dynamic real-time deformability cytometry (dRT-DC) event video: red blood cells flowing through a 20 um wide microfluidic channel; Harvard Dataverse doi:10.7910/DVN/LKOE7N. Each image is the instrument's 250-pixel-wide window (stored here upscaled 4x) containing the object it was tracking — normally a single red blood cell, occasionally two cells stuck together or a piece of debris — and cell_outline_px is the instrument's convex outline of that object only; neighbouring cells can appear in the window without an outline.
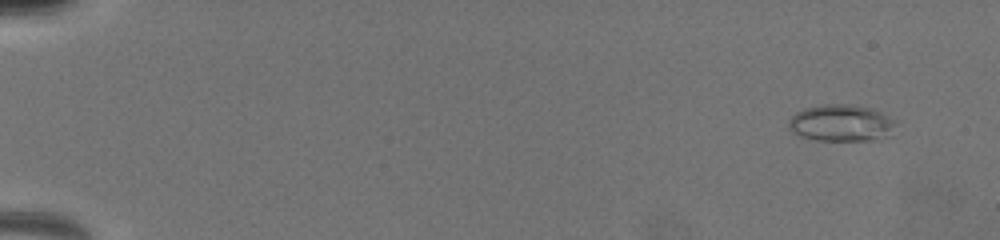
{"species": "common noctule bat (a hibernating species)", "species_latin": "Nyctalus noctula", "temperature_condition": "warm", "stored_images_in_passage": 47, "camera_frame_rate_fps": 3000, "um_per_image_px": 0.085, "animal": {"sex": "female", "body_mass_g": 19.5, "forearm_length_mm": 54.1}, "frame": {"image": 1, "passage_image": 2, "time_ms": 0.667, "image_size_px": [1000, 240], "cell_outline_px": [[896, 120], [888, 128], [872, 140], [816, 140], [800, 136], [788, 128], [788, 120], [796, 112], [804, 108], [824, 104], [848, 104], [872, 108]], "centroid_in_image_um": [71.35, 10.42], "position_along_channel_um": 13.7, "area_um2": 22.14}}
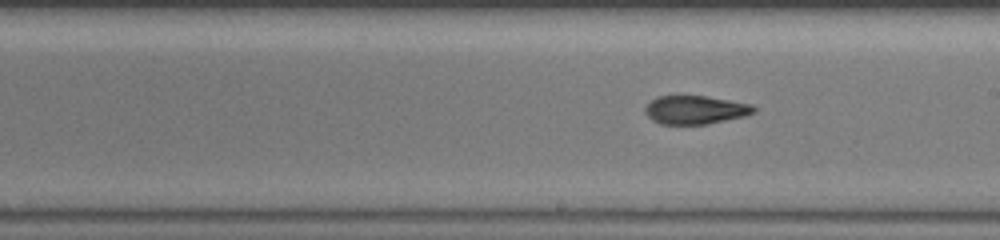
{"frame": {"image": 2, "passage_image": 27, "time_ms": 10.333, "image_size_px": [1000, 240], "cell_outline_px": [[756, 112], [744, 116], [708, 124], [660, 124], [652, 120], [644, 112], [644, 108], [656, 96], [704, 96], [752, 104], [756, 108]], "centroid_in_image_um": [59.09, 9.34], "position_along_channel_um": 229.9, "area_um2": 17.98}}
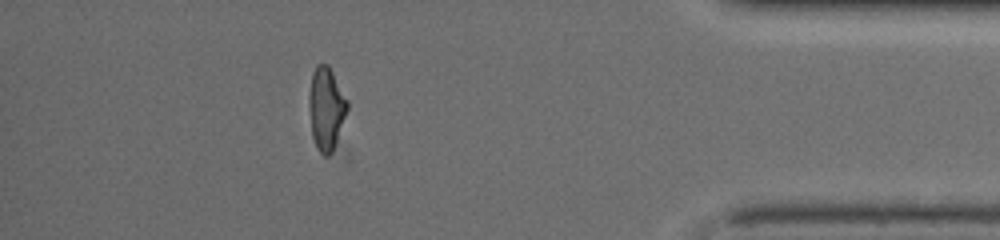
{"frame": {"image": 3, "passage_image": 42, "time_ms": 15.667, "image_size_px": [1000, 240], "cell_outline_px": [[348, 108], [332, 152], [328, 156], [324, 156], [320, 152], [312, 136], [308, 100], [308, 96], [312, 72], [316, 64], [328, 64], [348, 100]], "centroid_in_image_um": [27.71, 9.18], "position_along_channel_um": 407.5, "area_um2": 18.38}, "authors_computed_cell_mechanics": {"area_um2": 18.4382, "velocity_mm_per_s": 4.0054, "shape_relaxation_time_tau1_ms": 6.9772, "shape_relaxation_time_tau2_ms": 1.7342, "deformation_change_tau1": 0.2333, "deformation_change_tau2": 0.0839}}